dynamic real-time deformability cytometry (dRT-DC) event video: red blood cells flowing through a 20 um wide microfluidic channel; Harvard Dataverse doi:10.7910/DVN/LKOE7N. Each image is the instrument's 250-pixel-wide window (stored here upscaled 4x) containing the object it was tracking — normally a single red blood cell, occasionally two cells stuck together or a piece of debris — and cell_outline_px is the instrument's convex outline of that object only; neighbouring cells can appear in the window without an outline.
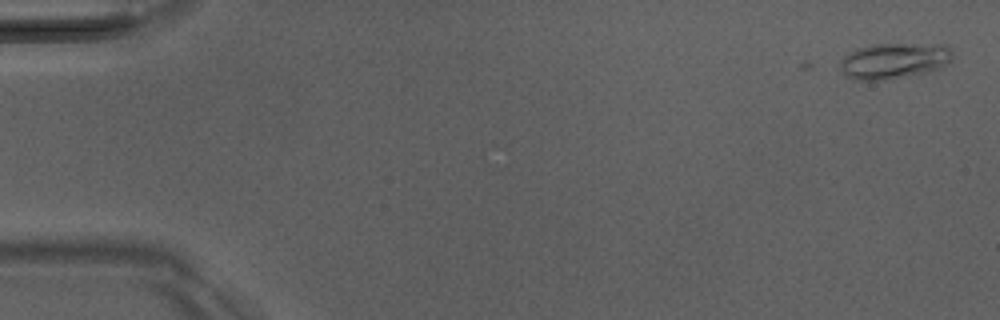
{"species": "Egyptian fruit bat (a non-hibernating species)", "species_latin": "Rousettus aegyptiacus", "temperature_condition": "room temperature", "stored_images_in_passage": 11, "camera_frame_rate_fps": 3000, "um_per_image_px": 0.085, "animal": {"sex": "male"}, "frame": {"image": 1, "passage_image": 1, "time_ms": 0.0, "image_size_px": [1000, 320], "cell_outline_px": [[952, 60], [940, 68], [924, 72], [876, 80], [852, 80], [840, 68], [840, 60], [844, 56], [856, 48], [872, 44], [948, 44], [952, 48]], "centroid_in_image_um": [76.0, 5.13], "position_along_channel_um": 9.0, "area_um2": 23.29}}